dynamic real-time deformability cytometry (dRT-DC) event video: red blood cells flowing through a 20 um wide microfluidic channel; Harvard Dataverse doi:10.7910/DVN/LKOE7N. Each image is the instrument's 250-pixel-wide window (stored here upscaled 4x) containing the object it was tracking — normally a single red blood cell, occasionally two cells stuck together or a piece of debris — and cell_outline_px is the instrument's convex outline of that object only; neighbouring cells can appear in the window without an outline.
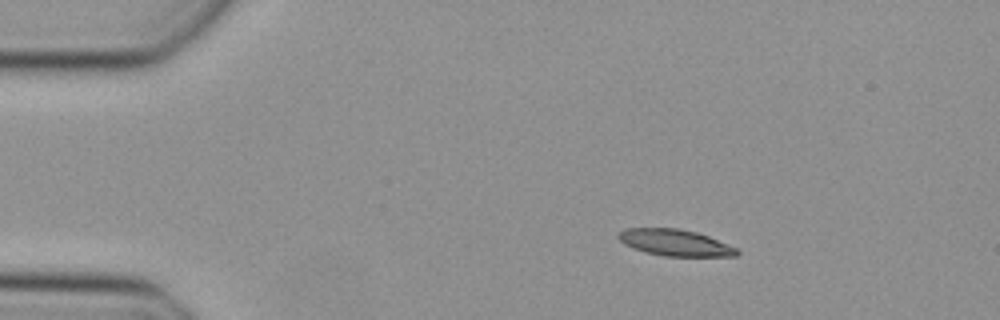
{"species": "Egyptian fruit bat (a non-hibernating species)", "species_latin": "Rousettus aegyptiacus", "temperature_condition": "cold", "stored_images_in_passage": 42, "camera_frame_rate_fps": 3000, "um_per_image_px": 0.085, "animal": {"sex": "female"}, "frame": {"image": 1, "passage_image": 1, "time_ms": 0.0, "image_size_px": [1000, 320], "cell_outline_px": [[740, 252], [736, 256], [664, 256], [644, 252], [632, 248], [624, 244], [616, 236], [616, 232], [624, 228], [680, 228], [696, 232], [708, 236], [740, 248]], "centroid_in_image_um": [57.37, 20.62], "position_along_channel_um": 27.6, "area_um2": 18.61}}
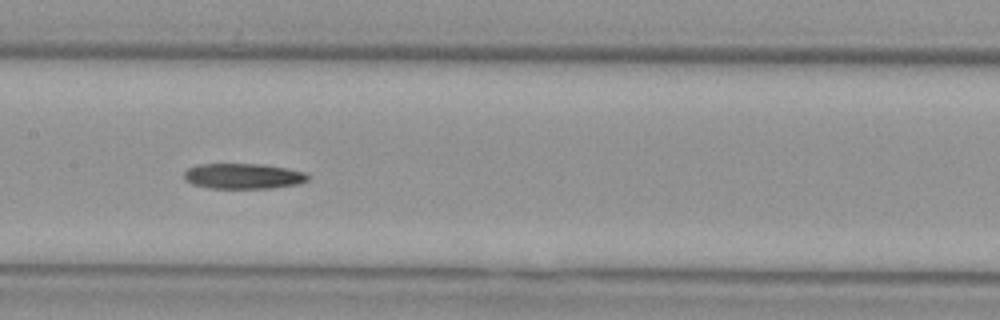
{"frame": {"image": 2, "passage_image": 17, "time_ms": 5.333, "image_size_px": [1000, 320], "cell_outline_px": [[312, 176], [308, 180], [300, 184], [272, 188], [212, 188], [192, 184], [184, 176], [184, 172], [188, 168], [196, 164], [260, 164], [308, 172]], "centroid_in_image_um": [20.74, 14.97], "position_along_channel_um": 186.7, "area_um2": 18.44}}
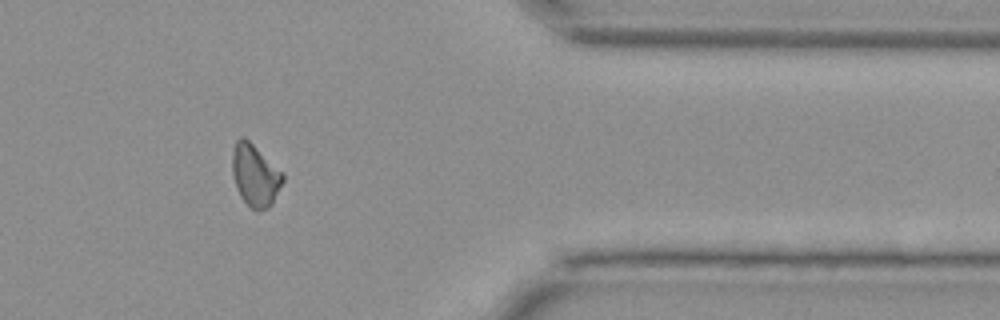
{"frame": {"image": 3, "passage_image": 33, "time_ms": 10.667, "image_size_px": [1000, 320], "cell_outline_px": [[284, 180], [272, 204], [268, 208], [256, 212], [240, 196], [236, 188], [232, 176], [232, 156], [236, 140], [240, 136], [244, 136], [284, 172]], "centroid_in_image_um": [21.69, 14.9], "position_along_channel_um": 389.7, "area_um2": 18.5}}